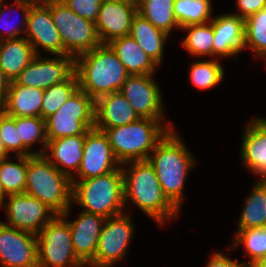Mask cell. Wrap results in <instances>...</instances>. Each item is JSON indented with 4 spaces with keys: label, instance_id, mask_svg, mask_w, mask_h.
Instances as JSON below:
<instances>
[{
    "label": "cell",
    "instance_id": "484cf974",
    "mask_svg": "<svg viewBox=\"0 0 266 267\" xmlns=\"http://www.w3.org/2000/svg\"><path fill=\"white\" fill-rule=\"evenodd\" d=\"M115 51L120 62L124 65L129 75L155 74L157 65L139 47L130 36H123L108 43Z\"/></svg>",
    "mask_w": 266,
    "mask_h": 267
},
{
    "label": "cell",
    "instance_id": "7c38bea8",
    "mask_svg": "<svg viewBox=\"0 0 266 267\" xmlns=\"http://www.w3.org/2000/svg\"><path fill=\"white\" fill-rule=\"evenodd\" d=\"M0 207L4 209L8 221L2 223L36 236L56 215L38 198L26 193L4 197Z\"/></svg>",
    "mask_w": 266,
    "mask_h": 267
},
{
    "label": "cell",
    "instance_id": "277c9868",
    "mask_svg": "<svg viewBox=\"0 0 266 267\" xmlns=\"http://www.w3.org/2000/svg\"><path fill=\"white\" fill-rule=\"evenodd\" d=\"M72 205L82 211L110 218L126 211L124 206V180L121 166L102 176L84 180H71Z\"/></svg>",
    "mask_w": 266,
    "mask_h": 267
},
{
    "label": "cell",
    "instance_id": "44dd1931",
    "mask_svg": "<svg viewBox=\"0 0 266 267\" xmlns=\"http://www.w3.org/2000/svg\"><path fill=\"white\" fill-rule=\"evenodd\" d=\"M86 132L82 135L61 137L46 144L43 156L70 179L77 173L83 155Z\"/></svg>",
    "mask_w": 266,
    "mask_h": 267
},
{
    "label": "cell",
    "instance_id": "4fadbf2b",
    "mask_svg": "<svg viewBox=\"0 0 266 267\" xmlns=\"http://www.w3.org/2000/svg\"><path fill=\"white\" fill-rule=\"evenodd\" d=\"M41 56L35 55L15 79L16 84L45 90L67 80L75 72V58L70 55Z\"/></svg>",
    "mask_w": 266,
    "mask_h": 267
},
{
    "label": "cell",
    "instance_id": "ffe728a7",
    "mask_svg": "<svg viewBox=\"0 0 266 267\" xmlns=\"http://www.w3.org/2000/svg\"><path fill=\"white\" fill-rule=\"evenodd\" d=\"M240 148L244 167L257 181H266V126L257 117L245 124Z\"/></svg>",
    "mask_w": 266,
    "mask_h": 267
},
{
    "label": "cell",
    "instance_id": "4dcf8cb0",
    "mask_svg": "<svg viewBox=\"0 0 266 267\" xmlns=\"http://www.w3.org/2000/svg\"><path fill=\"white\" fill-rule=\"evenodd\" d=\"M0 160V181L5 197L24 193L26 184L27 156H15Z\"/></svg>",
    "mask_w": 266,
    "mask_h": 267
},
{
    "label": "cell",
    "instance_id": "3957f363",
    "mask_svg": "<svg viewBox=\"0 0 266 267\" xmlns=\"http://www.w3.org/2000/svg\"><path fill=\"white\" fill-rule=\"evenodd\" d=\"M79 89L94 101L120 91L129 76L124 65L109 44H100L75 58Z\"/></svg>",
    "mask_w": 266,
    "mask_h": 267
},
{
    "label": "cell",
    "instance_id": "7bdbcfd3",
    "mask_svg": "<svg viewBox=\"0 0 266 267\" xmlns=\"http://www.w3.org/2000/svg\"><path fill=\"white\" fill-rule=\"evenodd\" d=\"M10 154L7 152L6 148L4 147L3 141L0 136V160L9 157Z\"/></svg>",
    "mask_w": 266,
    "mask_h": 267
},
{
    "label": "cell",
    "instance_id": "f546056e",
    "mask_svg": "<svg viewBox=\"0 0 266 267\" xmlns=\"http://www.w3.org/2000/svg\"><path fill=\"white\" fill-rule=\"evenodd\" d=\"M179 30L188 32L180 43L191 56L196 58L208 56L213 59L214 33L211 21L204 24L184 26Z\"/></svg>",
    "mask_w": 266,
    "mask_h": 267
},
{
    "label": "cell",
    "instance_id": "2e32d148",
    "mask_svg": "<svg viewBox=\"0 0 266 267\" xmlns=\"http://www.w3.org/2000/svg\"><path fill=\"white\" fill-rule=\"evenodd\" d=\"M24 37L32 45L36 55H42L40 53L41 48L43 52L50 53L52 56L68 55L63 48L60 34L54 25L50 8L45 3L30 6Z\"/></svg>",
    "mask_w": 266,
    "mask_h": 267
},
{
    "label": "cell",
    "instance_id": "d6986e66",
    "mask_svg": "<svg viewBox=\"0 0 266 267\" xmlns=\"http://www.w3.org/2000/svg\"><path fill=\"white\" fill-rule=\"evenodd\" d=\"M211 22L214 33L213 59L233 57L232 60L238 61V54L244 50L245 19L226 12L213 16Z\"/></svg>",
    "mask_w": 266,
    "mask_h": 267
},
{
    "label": "cell",
    "instance_id": "8992f818",
    "mask_svg": "<svg viewBox=\"0 0 266 267\" xmlns=\"http://www.w3.org/2000/svg\"><path fill=\"white\" fill-rule=\"evenodd\" d=\"M24 193L38 198L56 215L72 205V182L43 155L27 156Z\"/></svg>",
    "mask_w": 266,
    "mask_h": 267
},
{
    "label": "cell",
    "instance_id": "7402d4cb",
    "mask_svg": "<svg viewBox=\"0 0 266 267\" xmlns=\"http://www.w3.org/2000/svg\"><path fill=\"white\" fill-rule=\"evenodd\" d=\"M129 101L120 92L103 95L95 101V128L109 129L138 120Z\"/></svg>",
    "mask_w": 266,
    "mask_h": 267
},
{
    "label": "cell",
    "instance_id": "bcb514c9",
    "mask_svg": "<svg viewBox=\"0 0 266 267\" xmlns=\"http://www.w3.org/2000/svg\"><path fill=\"white\" fill-rule=\"evenodd\" d=\"M4 197H5V193L3 192V187L0 181V204L2 203Z\"/></svg>",
    "mask_w": 266,
    "mask_h": 267
},
{
    "label": "cell",
    "instance_id": "f1b7e54d",
    "mask_svg": "<svg viewBox=\"0 0 266 267\" xmlns=\"http://www.w3.org/2000/svg\"><path fill=\"white\" fill-rule=\"evenodd\" d=\"M15 125L22 140V156L43 155L47 144L45 119L41 117H15ZM43 147L34 150L35 144Z\"/></svg>",
    "mask_w": 266,
    "mask_h": 267
},
{
    "label": "cell",
    "instance_id": "cb8c5ba5",
    "mask_svg": "<svg viewBox=\"0 0 266 267\" xmlns=\"http://www.w3.org/2000/svg\"><path fill=\"white\" fill-rule=\"evenodd\" d=\"M129 35L157 66L162 65L164 48L170 39L168 34L155 28L147 19L137 13L133 17Z\"/></svg>",
    "mask_w": 266,
    "mask_h": 267
},
{
    "label": "cell",
    "instance_id": "ab89813d",
    "mask_svg": "<svg viewBox=\"0 0 266 267\" xmlns=\"http://www.w3.org/2000/svg\"><path fill=\"white\" fill-rule=\"evenodd\" d=\"M235 3L239 11L231 14L243 19L266 8V0H236Z\"/></svg>",
    "mask_w": 266,
    "mask_h": 267
},
{
    "label": "cell",
    "instance_id": "9c48e42d",
    "mask_svg": "<svg viewBox=\"0 0 266 267\" xmlns=\"http://www.w3.org/2000/svg\"><path fill=\"white\" fill-rule=\"evenodd\" d=\"M47 141L84 134L95 127V101L81 89L45 119Z\"/></svg>",
    "mask_w": 266,
    "mask_h": 267
},
{
    "label": "cell",
    "instance_id": "4316f807",
    "mask_svg": "<svg viewBox=\"0 0 266 267\" xmlns=\"http://www.w3.org/2000/svg\"><path fill=\"white\" fill-rule=\"evenodd\" d=\"M250 191L239 216L237 232L266 228V216L263 209L266 201V181H255Z\"/></svg>",
    "mask_w": 266,
    "mask_h": 267
},
{
    "label": "cell",
    "instance_id": "74e56055",
    "mask_svg": "<svg viewBox=\"0 0 266 267\" xmlns=\"http://www.w3.org/2000/svg\"><path fill=\"white\" fill-rule=\"evenodd\" d=\"M0 136L4 147L14 156H22V140L15 125V117H10L0 110Z\"/></svg>",
    "mask_w": 266,
    "mask_h": 267
},
{
    "label": "cell",
    "instance_id": "5b68a950",
    "mask_svg": "<svg viewBox=\"0 0 266 267\" xmlns=\"http://www.w3.org/2000/svg\"><path fill=\"white\" fill-rule=\"evenodd\" d=\"M104 131L113 154L122 165L131 161L148 160L156 145L170 129L158 119L139 118L138 120Z\"/></svg>",
    "mask_w": 266,
    "mask_h": 267
},
{
    "label": "cell",
    "instance_id": "7a4b0ae2",
    "mask_svg": "<svg viewBox=\"0 0 266 267\" xmlns=\"http://www.w3.org/2000/svg\"><path fill=\"white\" fill-rule=\"evenodd\" d=\"M175 129L170 130L150 153L160 186L168 200L180 211L184 199L185 181L196 165V159Z\"/></svg>",
    "mask_w": 266,
    "mask_h": 267
},
{
    "label": "cell",
    "instance_id": "30bf717a",
    "mask_svg": "<svg viewBox=\"0 0 266 267\" xmlns=\"http://www.w3.org/2000/svg\"><path fill=\"white\" fill-rule=\"evenodd\" d=\"M128 212L106 218L94 259L88 267H114L125 258L135 232L131 214Z\"/></svg>",
    "mask_w": 266,
    "mask_h": 267
},
{
    "label": "cell",
    "instance_id": "7dc6e473",
    "mask_svg": "<svg viewBox=\"0 0 266 267\" xmlns=\"http://www.w3.org/2000/svg\"><path fill=\"white\" fill-rule=\"evenodd\" d=\"M265 126H266V118L263 116V117H257Z\"/></svg>",
    "mask_w": 266,
    "mask_h": 267
},
{
    "label": "cell",
    "instance_id": "8d00e7d4",
    "mask_svg": "<svg viewBox=\"0 0 266 267\" xmlns=\"http://www.w3.org/2000/svg\"><path fill=\"white\" fill-rule=\"evenodd\" d=\"M30 6L31 5L28 3L20 2L17 0L14 1L13 6L6 4L4 0L2 1V3H0V30H4V32L0 31V41L24 37V35L22 34H24L26 31L27 17L30 11ZM14 7L16 8L14 9ZM11 8L15 11H22L21 14L23 17L21 20L22 22L20 21V25L22 24L23 27H21L19 23H11L12 21H10V19L8 18L4 19V17H7V13H9V9Z\"/></svg>",
    "mask_w": 266,
    "mask_h": 267
},
{
    "label": "cell",
    "instance_id": "83f0119b",
    "mask_svg": "<svg viewBox=\"0 0 266 267\" xmlns=\"http://www.w3.org/2000/svg\"><path fill=\"white\" fill-rule=\"evenodd\" d=\"M175 0H138L137 13L147 19L155 28L171 36L174 29H180L174 16Z\"/></svg>",
    "mask_w": 266,
    "mask_h": 267
},
{
    "label": "cell",
    "instance_id": "6da1fadb",
    "mask_svg": "<svg viewBox=\"0 0 266 267\" xmlns=\"http://www.w3.org/2000/svg\"><path fill=\"white\" fill-rule=\"evenodd\" d=\"M124 180V206L130 201L160 226L179 217L180 211L164 195L153 166L144 161L121 165Z\"/></svg>",
    "mask_w": 266,
    "mask_h": 267
},
{
    "label": "cell",
    "instance_id": "d4e9b609",
    "mask_svg": "<svg viewBox=\"0 0 266 267\" xmlns=\"http://www.w3.org/2000/svg\"><path fill=\"white\" fill-rule=\"evenodd\" d=\"M35 55L25 37L0 41V68L9 82L15 81Z\"/></svg>",
    "mask_w": 266,
    "mask_h": 267
},
{
    "label": "cell",
    "instance_id": "60d3db41",
    "mask_svg": "<svg viewBox=\"0 0 266 267\" xmlns=\"http://www.w3.org/2000/svg\"><path fill=\"white\" fill-rule=\"evenodd\" d=\"M205 267H248L246 261L233 260L223 252L215 251L206 263Z\"/></svg>",
    "mask_w": 266,
    "mask_h": 267
},
{
    "label": "cell",
    "instance_id": "d6a6232c",
    "mask_svg": "<svg viewBox=\"0 0 266 267\" xmlns=\"http://www.w3.org/2000/svg\"><path fill=\"white\" fill-rule=\"evenodd\" d=\"M189 67V79L199 90L212 89L224 78L225 70L219 59L194 60Z\"/></svg>",
    "mask_w": 266,
    "mask_h": 267
},
{
    "label": "cell",
    "instance_id": "ba28073f",
    "mask_svg": "<svg viewBox=\"0 0 266 267\" xmlns=\"http://www.w3.org/2000/svg\"><path fill=\"white\" fill-rule=\"evenodd\" d=\"M38 267H86L76 256L70 226L55 215L37 235Z\"/></svg>",
    "mask_w": 266,
    "mask_h": 267
},
{
    "label": "cell",
    "instance_id": "e0dca14e",
    "mask_svg": "<svg viewBox=\"0 0 266 267\" xmlns=\"http://www.w3.org/2000/svg\"><path fill=\"white\" fill-rule=\"evenodd\" d=\"M136 14L137 2L103 0L94 23L101 44H108L116 38L128 36Z\"/></svg>",
    "mask_w": 266,
    "mask_h": 267
},
{
    "label": "cell",
    "instance_id": "f35d334b",
    "mask_svg": "<svg viewBox=\"0 0 266 267\" xmlns=\"http://www.w3.org/2000/svg\"><path fill=\"white\" fill-rule=\"evenodd\" d=\"M70 10L93 23L97 20L103 0H61Z\"/></svg>",
    "mask_w": 266,
    "mask_h": 267
},
{
    "label": "cell",
    "instance_id": "ee69618b",
    "mask_svg": "<svg viewBox=\"0 0 266 267\" xmlns=\"http://www.w3.org/2000/svg\"><path fill=\"white\" fill-rule=\"evenodd\" d=\"M17 1L28 3L30 5H40L46 2V0H17Z\"/></svg>",
    "mask_w": 266,
    "mask_h": 267
},
{
    "label": "cell",
    "instance_id": "5bb4252c",
    "mask_svg": "<svg viewBox=\"0 0 266 267\" xmlns=\"http://www.w3.org/2000/svg\"><path fill=\"white\" fill-rule=\"evenodd\" d=\"M120 166L121 164L113 154L108 137L104 131L94 127L86 131L82 160L77 173L71 180L102 176Z\"/></svg>",
    "mask_w": 266,
    "mask_h": 267
},
{
    "label": "cell",
    "instance_id": "9a60e30c",
    "mask_svg": "<svg viewBox=\"0 0 266 267\" xmlns=\"http://www.w3.org/2000/svg\"><path fill=\"white\" fill-rule=\"evenodd\" d=\"M0 266L38 267L37 236L0 221Z\"/></svg>",
    "mask_w": 266,
    "mask_h": 267
},
{
    "label": "cell",
    "instance_id": "f907efd6",
    "mask_svg": "<svg viewBox=\"0 0 266 267\" xmlns=\"http://www.w3.org/2000/svg\"><path fill=\"white\" fill-rule=\"evenodd\" d=\"M264 212H265V216H266V201H265V204H264Z\"/></svg>",
    "mask_w": 266,
    "mask_h": 267
},
{
    "label": "cell",
    "instance_id": "836d02e7",
    "mask_svg": "<svg viewBox=\"0 0 266 267\" xmlns=\"http://www.w3.org/2000/svg\"><path fill=\"white\" fill-rule=\"evenodd\" d=\"M78 89L79 81L76 72L67 80L45 89L41 107V118L46 119L53 113H56Z\"/></svg>",
    "mask_w": 266,
    "mask_h": 267
},
{
    "label": "cell",
    "instance_id": "ac0fdd59",
    "mask_svg": "<svg viewBox=\"0 0 266 267\" xmlns=\"http://www.w3.org/2000/svg\"><path fill=\"white\" fill-rule=\"evenodd\" d=\"M71 207L72 205L62 216L66 218L70 226L74 252L87 266L94 259L98 239L106 218L98 214L81 211L77 219L69 220Z\"/></svg>",
    "mask_w": 266,
    "mask_h": 267
},
{
    "label": "cell",
    "instance_id": "603a6c76",
    "mask_svg": "<svg viewBox=\"0 0 266 267\" xmlns=\"http://www.w3.org/2000/svg\"><path fill=\"white\" fill-rule=\"evenodd\" d=\"M43 93L44 90L10 82L0 110L10 117H41Z\"/></svg>",
    "mask_w": 266,
    "mask_h": 267
},
{
    "label": "cell",
    "instance_id": "d590c367",
    "mask_svg": "<svg viewBox=\"0 0 266 267\" xmlns=\"http://www.w3.org/2000/svg\"><path fill=\"white\" fill-rule=\"evenodd\" d=\"M228 250H234L243 245L245 256L249 258L247 264L254 263L266 254V228H254L235 231Z\"/></svg>",
    "mask_w": 266,
    "mask_h": 267
},
{
    "label": "cell",
    "instance_id": "b9f144b4",
    "mask_svg": "<svg viewBox=\"0 0 266 267\" xmlns=\"http://www.w3.org/2000/svg\"><path fill=\"white\" fill-rule=\"evenodd\" d=\"M9 83L10 82L6 79L0 68V107L6 100Z\"/></svg>",
    "mask_w": 266,
    "mask_h": 267
},
{
    "label": "cell",
    "instance_id": "8fae6325",
    "mask_svg": "<svg viewBox=\"0 0 266 267\" xmlns=\"http://www.w3.org/2000/svg\"><path fill=\"white\" fill-rule=\"evenodd\" d=\"M154 77V74L129 75L120 92L129 101L140 118L158 119L170 130H173L176 128L172 124L173 122H169L164 117L165 108L162 92Z\"/></svg>",
    "mask_w": 266,
    "mask_h": 267
},
{
    "label": "cell",
    "instance_id": "52a82bcc",
    "mask_svg": "<svg viewBox=\"0 0 266 267\" xmlns=\"http://www.w3.org/2000/svg\"><path fill=\"white\" fill-rule=\"evenodd\" d=\"M65 52L76 58L101 44L95 24L70 10L61 0H46Z\"/></svg>",
    "mask_w": 266,
    "mask_h": 267
},
{
    "label": "cell",
    "instance_id": "c3c4849f",
    "mask_svg": "<svg viewBox=\"0 0 266 267\" xmlns=\"http://www.w3.org/2000/svg\"><path fill=\"white\" fill-rule=\"evenodd\" d=\"M248 267H261V266H259L256 262H254V263H249Z\"/></svg>",
    "mask_w": 266,
    "mask_h": 267
},
{
    "label": "cell",
    "instance_id": "f6af8a7d",
    "mask_svg": "<svg viewBox=\"0 0 266 267\" xmlns=\"http://www.w3.org/2000/svg\"><path fill=\"white\" fill-rule=\"evenodd\" d=\"M256 263L261 267H266V254H264Z\"/></svg>",
    "mask_w": 266,
    "mask_h": 267
},
{
    "label": "cell",
    "instance_id": "e575fe53",
    "mask_svg": "<svg viewBox=\"0 0 266 267\" xmlns=\"http://www.w3.org/2000/svg\"><path fill=\"white\" fill-rule=\"evenodd\" d=\"M245 49H250L256 58L266 61V8L245 19Z\"/></svg>",
    "mask_w": 266,
    "mask_h": 267
},
{
    "label": "cell",
    "instance_id": "1f68e13d",
    "mask_svg": "<svg viewBox=\"0 0 266 267\" xmlns=\"http://www.w3.org/2000/svg\"><path fill=\"white\" fill-rule=\"evenodd\" d=\"M212 0H175L174 16L180 28L212 20Z\"/></svg>",
    "mask_w": 266,
    "mask_h": 267
},
{
    "label": "cell",
    "instance_id": "681fc988",
    "mask_svg": "<svg viewBox=\"0 0 266 267\" xmlns=\"http://www.w3.org/2000/svg\"><path fill=\"white\" fill-rule=\"evenodd\" d=\"M116 1L137 2L138 0H116Z\"/></svg>",
    "mask_w": 266,
    "mask_h": 267
}]
</instances>
